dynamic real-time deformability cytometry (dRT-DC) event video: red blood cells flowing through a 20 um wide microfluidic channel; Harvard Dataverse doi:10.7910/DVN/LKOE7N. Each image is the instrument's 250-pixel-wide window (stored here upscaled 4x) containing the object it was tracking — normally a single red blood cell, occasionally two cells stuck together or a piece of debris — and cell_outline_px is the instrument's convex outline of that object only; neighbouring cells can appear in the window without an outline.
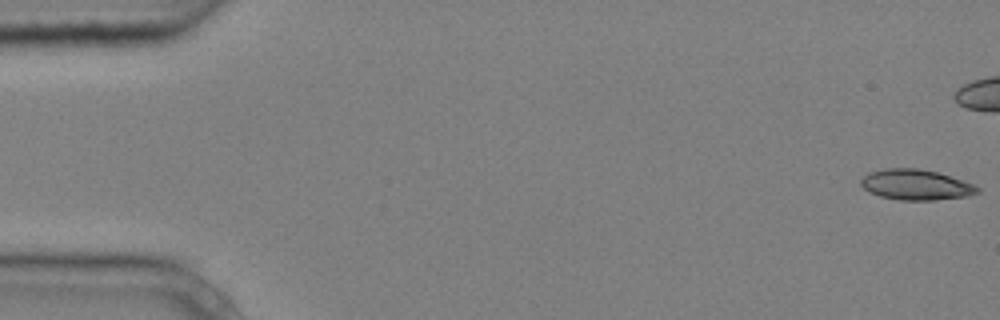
{"species": "common noctule bat (a hibernating species)", "species_latin": "Nyctalus noctula", "temperature_condition": "cold", "stored_images_in_passage": 6, "camera_frame_rate_fps": 3000, "um_per_image_px": 0.085, "animal": {"sex": "male", "body_mass_g": 20.4}, "frame": {"image": 1, "passage_image": 1, "time_ms": 0.0, "image_size_px": [1000, 320], "cell_outline_px": [[980, 192], [968, 196], [936, 200], [900, 200], [880, 196], [868, 192], [860, 184], [860, 180], [868, 172], [884, 168], [916, 168], [936, 172], [972, 184], [980, 188]], "centroid_in_image_um": [77.81, 15.71], "position_along_channel_um": 7.2, "area_um2": 20.63}}